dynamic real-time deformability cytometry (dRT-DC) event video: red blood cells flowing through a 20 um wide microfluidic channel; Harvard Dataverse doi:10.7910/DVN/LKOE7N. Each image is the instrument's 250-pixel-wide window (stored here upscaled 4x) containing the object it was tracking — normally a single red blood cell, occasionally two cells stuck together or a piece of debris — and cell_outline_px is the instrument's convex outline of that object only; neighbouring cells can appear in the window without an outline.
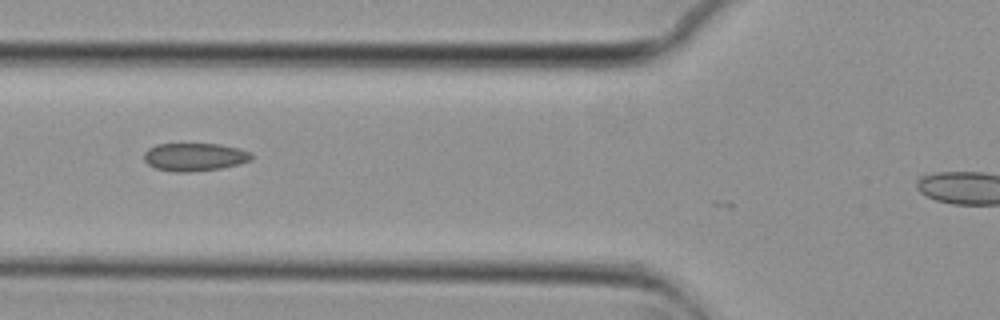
{"species": "common noctule bat (a hibernating species)", "species_latin": "Nyctalus noctula", "temperature_condition": "cold", "stored_images_in_passage": 19, "camera_frame_rate_fps": 3000, "um_per_image_px": 0.085, "animal": {"sex": "female", "body_mass_g": 29.2, "forearm_length_mm": 56.3}, "frame": {"image": 1, "passage_image": 13, "time_ms": 4.0, "image_size_px": [1000, 320], "cell_outline_px": [[252, 160], [240, 164], [220, 168], [188, 172], [176, 172], [156, 168], [148, 164], [144, 160], [144, 152], [148, 148], [156, 144], [220, 144], [252, 152]], "centroid_in_image_um": [16.54, 13.34], "position_along_channel_um": 109.3, "area_um2": 17.51}}
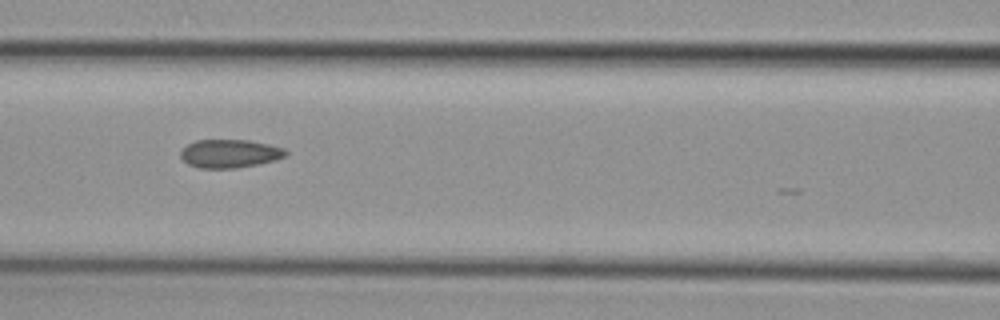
{"frame": {"image": 2, "passage_image": 16, "time_ms": 5.0, "image_size_px": [1000, 320], "cell_outline_px": [[288, 152], [284, 156], [276, 160], [236, 168], [200, 168], [188, 164], [180, 156], [180, 152], [188, 144], [196, 140], [248, 140], [268, 144], [284, 148]], "centroid_in_image_um": [19.52, 13.05], "position_along_channel_um": 147.1, "area_um2": 17.22}}